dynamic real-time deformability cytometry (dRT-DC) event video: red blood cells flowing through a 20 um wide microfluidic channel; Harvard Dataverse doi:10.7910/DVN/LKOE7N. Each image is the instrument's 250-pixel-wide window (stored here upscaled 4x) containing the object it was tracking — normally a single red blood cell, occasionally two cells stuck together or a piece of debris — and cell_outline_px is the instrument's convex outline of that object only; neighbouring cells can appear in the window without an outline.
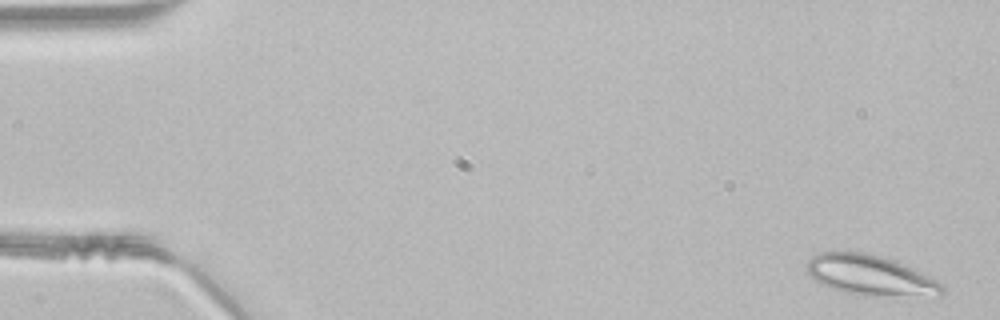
{"species": "common noctule bat (a hibernating species)", "species_latin": "Nyctalus noctula", "temperature_condition": "room temperature", "stored_images_in_passage": 48, "segment_of_instrument_passage": [1, 2], "camera_frame_rate_fps": 3000, "um_per_image_px": 0.085, "animal": {"sex": "male", "body_mass_g": 21.5, "forearm_length_mm": 52.0}, "frame": {"image": 1, "passage_image": 2, "time_ms": 0.333, "image_size_px": [1000, 320], "cell_outline_px": [[944, 292], [876, 296], [864, 296], [844, 292], [820, 284], [804, 272], [804, 268], [808, 260], [812, 256], [820, 252], [864, 252], [880, 256], [904, 264], [944, 284]], "centroid_in_image_um": [73.82, 23.37], "position_along_channel_um": 11.2, "area_um2": 31.15}}
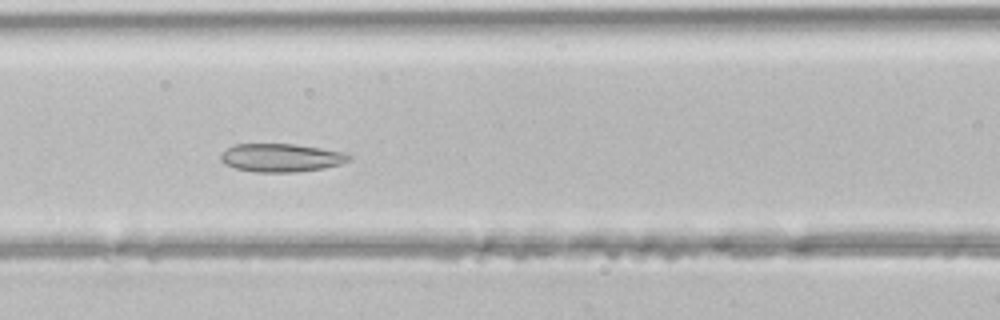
{"frame": {"image": 2, "passage_image": 21, "time_ms": 6.667, "image_size_px": [1000, 320], "cell_outline_px": [[352, 160], [340, 164], [324, 168], [296, 172], [256, 172], [236, 168], [224, 164], [220, 160], [220, 152], [232, 144], [296, 144], [344, 152], [352, 156]], "centroid_in_image_um": [23.88, 13.4], "position_along_channel_um": 142.7, "area_um2": 21.33}}
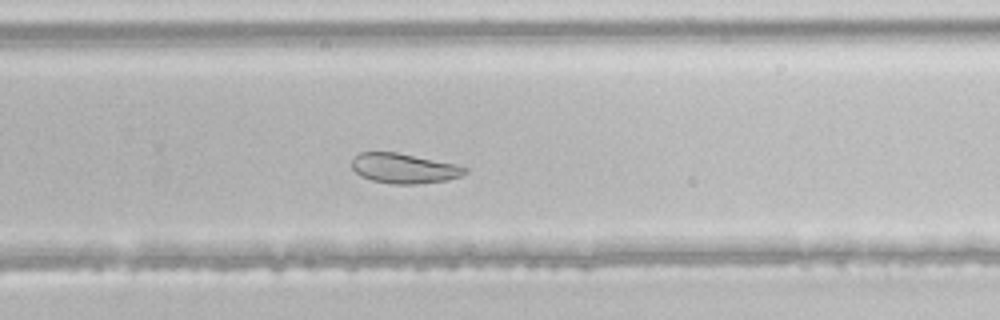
{"frame": {"image": 3, "passage_image": 32, "time_ms": 10.333, "image_size_px": [1000, 320], "cell_outline_px": [[468, 172], [460, 176], [448, 180], [416, 184], [392, 184], [372, 180], [360, 176], [352, 168], [352, 160], [360, 152], [396, 152], [456, 164], [468, 168]], "centroid_in_image_um": [34.35, 14.31], "position_along_channel_um": 295.4, "area_um2": 19.71}}